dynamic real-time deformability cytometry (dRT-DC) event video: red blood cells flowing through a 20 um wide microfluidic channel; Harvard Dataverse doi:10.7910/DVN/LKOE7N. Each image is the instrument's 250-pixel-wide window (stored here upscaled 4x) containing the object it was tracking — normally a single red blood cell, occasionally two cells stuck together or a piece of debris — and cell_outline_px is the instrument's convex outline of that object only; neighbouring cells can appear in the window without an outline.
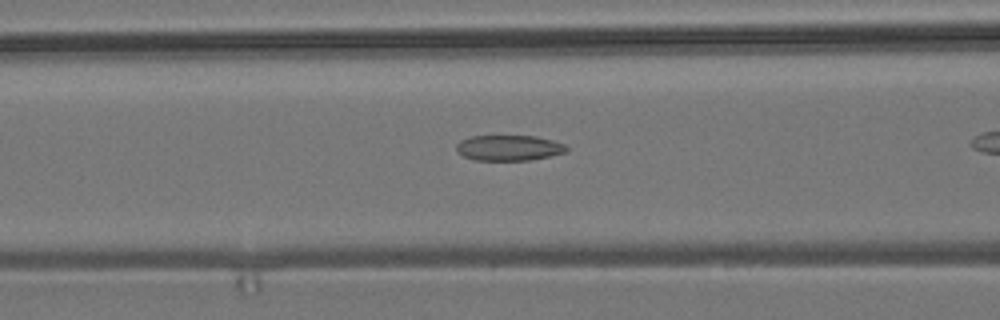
{"species": "common noctule bat (a hibernating species)", "species_latin": "Nyctalus noctula", "temperature_condition": "room temperature", "stored_images_in_passage": 22, "camera_frame_rate_fps": 3000, "um_per_image_px": 0.085, "animal": {"sex": "male", "body_mass_g": 19.2, "forearm_length_mm": 51.8}, "frame": {"image": 1, "passage_image": 17, "time_ms": 5.333, "image_size_px": [1000, 320], "cell_outline_px": [[568, 148], [564, 152], [532, 160], [476, 160], [464, 156], [456, 152], [456, 144], [460, 140], [472, 136], [536, 136], [552, 140], [564, 144]], "centroid_in_image_um": [43.22, 12.56], "position_along_channel_um": 123.4, "area_um2": 16.3}}
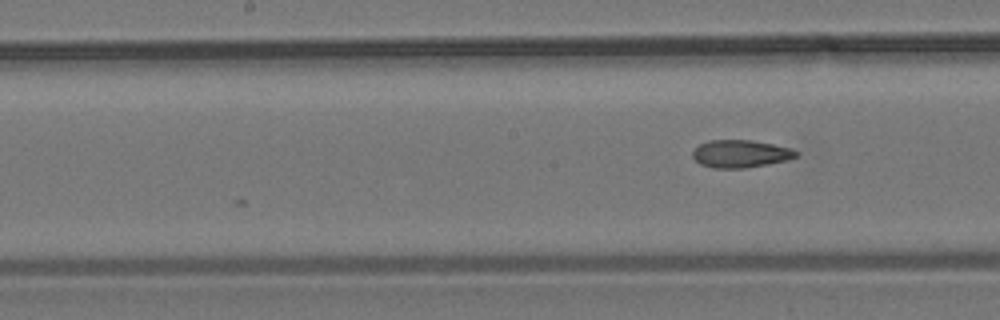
{"frame": {"image": 2, "passage_image": 22, "time_ms": 7.0, "image_size_px": [1000, 320], "cell_outline_px": [[800, 156], [768, 164], [744, 168], [712, 168], [700, 164], [692, 156], [692, 152], [700, 144], [708, 140], [752, 140], [792, 148], [800, 152]], "centroid_in_image_um": [62.96, 13.07], "position_along_channel_um": 185.2, "area_um2": 16.7}}